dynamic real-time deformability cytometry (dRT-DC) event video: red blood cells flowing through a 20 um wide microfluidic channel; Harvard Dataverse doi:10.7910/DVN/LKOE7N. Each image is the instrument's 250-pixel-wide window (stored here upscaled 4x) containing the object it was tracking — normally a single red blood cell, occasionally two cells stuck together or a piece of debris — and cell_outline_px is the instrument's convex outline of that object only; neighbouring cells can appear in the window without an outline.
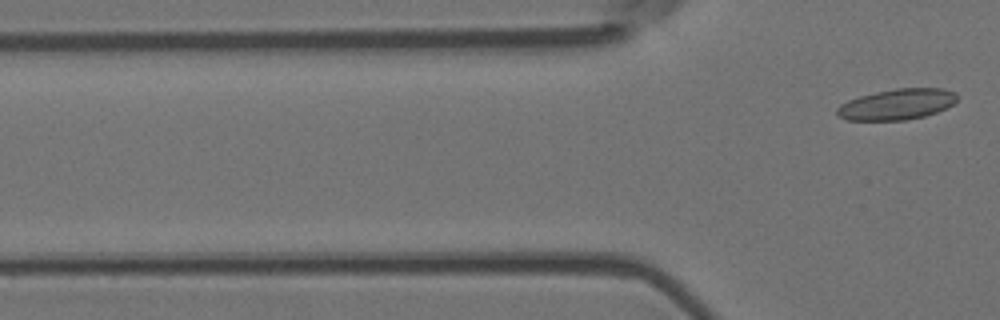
{"species": "Egyptian fruit bat (a non-hibernating species)", "species_latin": "Rousettus aegyptiacus", "temperature_condition": "room temperature", "stored_images_in_passage": 4, "camera_frame_rate_fps": 3000, "um_per_image_px": 0.085, "animal": {"sex": "female"}, "frame": {"image": 1, "passage_image": 4, "time_ms": 1.0, "image_size_px": [1000, 320], "cell_outline_px": [[956, 100], [952, 104], [936, 112], [924, 116], [904, 120], [848, 120], [836, 116], [836, 108], [840, 104], [848, 100], [860, 96], [876, 92], [896, 88], [944, 88], [956, 92]], "centroid_in_image_um": [76.2, 8.86], "position_along_channel_um": 49.6, "area_um2": 21.5}}